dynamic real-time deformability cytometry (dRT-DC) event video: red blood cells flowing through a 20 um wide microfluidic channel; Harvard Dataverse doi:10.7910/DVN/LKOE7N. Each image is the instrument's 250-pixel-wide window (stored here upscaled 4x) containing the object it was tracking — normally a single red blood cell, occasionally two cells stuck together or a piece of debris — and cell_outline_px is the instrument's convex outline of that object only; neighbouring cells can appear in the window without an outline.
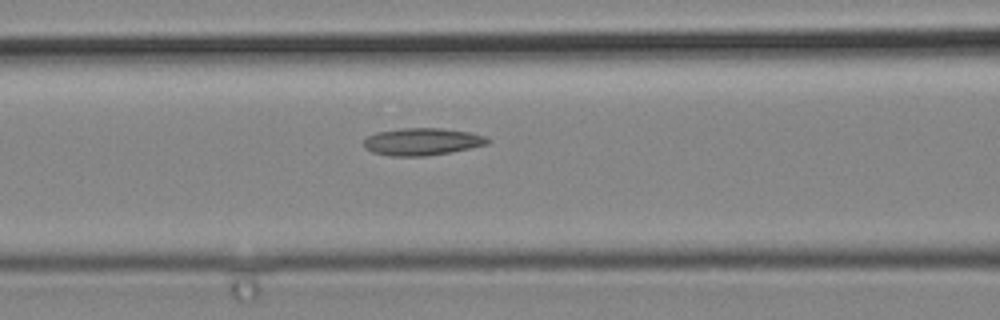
{"species": "common noctule bat (a hibernating species)", "species_latin": "Nyctalus noctula", "temperature_condition": "cold", "stored_images_in_passage": 5, "camera_frame_rate_fps": 3000, "um_per_image_px": 0.085, "animal": {"sex": "male", "body_mass_g": 19.2, "forearm_length_mm": 51.8}, "frame": {"image": 1, "passage_image": 5, "time_ms": 1.333, "image_size_px": [1000, 320], "cell_outline_px": [[492, 140], [488, 144], [452, 152], [428, 156], [392, 156], [372, 152], [364, 148], [364, 140], [368, 136], [376, 132], [400, 128], [440, 128], [468, 132], [484, 136]], "centroid_in_image_um": [35.87, 12.04], "position_along_channel_um": 130.7, "area_um2": 19.77}}